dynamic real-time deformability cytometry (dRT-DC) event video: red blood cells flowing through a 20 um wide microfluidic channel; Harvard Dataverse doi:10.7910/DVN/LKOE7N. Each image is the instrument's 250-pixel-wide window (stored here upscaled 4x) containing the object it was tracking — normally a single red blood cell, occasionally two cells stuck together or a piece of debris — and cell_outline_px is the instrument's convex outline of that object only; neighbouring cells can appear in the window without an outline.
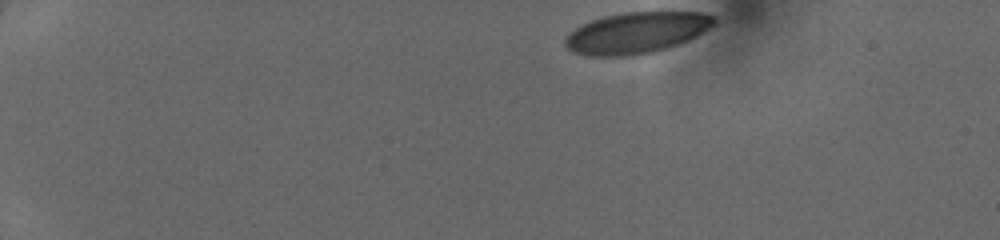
{"species": "human", "species_latin": "Homo sapiens", "temperature_condition": "cold", "stored_images_in_passage": 41, "camera_frame_rate_fps": 3000, "um_per_image_px": 0.085, "donor": {"sex": "female"}, "frame": {"image": 1, "passage_image": 1, "time_ms": 0.0, "image_size_px": [1000, 240], "cell_outline_px": [[716, 24], [696, 36], [688, 40], [652, 52], [624, 56], [588, 56], [572, 52], [564, 44], [564, 40], [568, 32], [580, 24], [604, 16], [624, 12], [704, 12], [716, 16]], "centroid_in_image_um": [54.08, 2.77], "position_along_channel_um": 30.9, "area_um2": 35.89}}
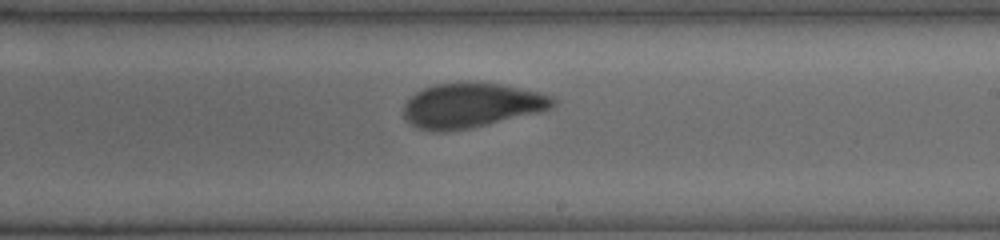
{"frame": {"image": 2, "passage_image": 24, "time_ms": 7.667, "image_size_px": [1000, 240], "cell_outline_px": [[556, 104], [552, 108], [540, 112], [468, 128], [444, 132], [436, 132], [420, 128], [412, 124], [404, 116], [404, 104], [416, 92], [424, 88], [436, 84], [504, 84], [540, 92], [552, 96], [556, 100]], "centroid_in_image_um": [40.11, 8.97], "position_along_channel_um": 248.9, "area_um2": 38.15}}
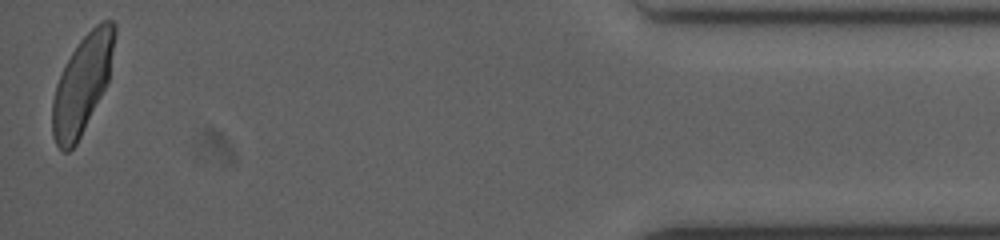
{"frame": {"image": 3, "passage_image": 41, "time_ms": 13.333, "image_size_px": [1000, 240], "cell_outline_px": [[116, 36], [108, 80], [76, 144], [68, 152], [64, 152], [56, 144], [52, 136], [52, 100], [56, 84], [72, 52], [80, 40], [96, 24], [104, 20], [112, 20], [116, 24]], "centroid_in_image_um": [6.98, 7.13], "position_along_channel_um": 428.2, "area_um2": 34.85}}